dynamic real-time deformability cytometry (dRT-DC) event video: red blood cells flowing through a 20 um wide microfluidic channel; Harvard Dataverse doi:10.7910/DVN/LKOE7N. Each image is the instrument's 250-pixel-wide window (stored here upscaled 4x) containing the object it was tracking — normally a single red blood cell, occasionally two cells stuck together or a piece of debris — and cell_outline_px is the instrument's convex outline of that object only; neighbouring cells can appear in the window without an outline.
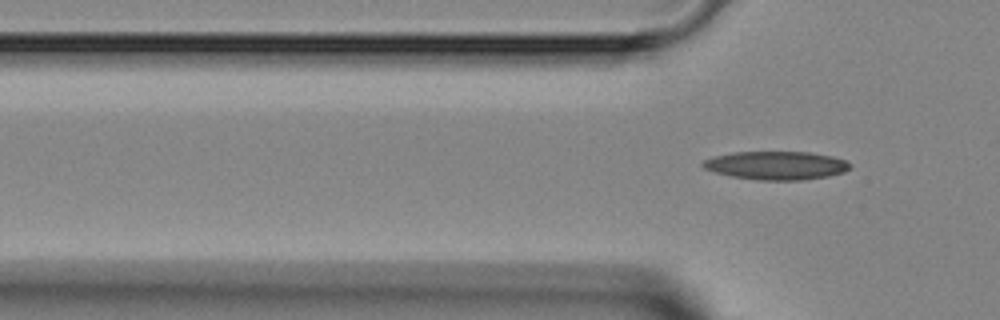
{"species": "Egyptian fruit bat (a non-hibernating species)", "species_latin": "Rousettus aegyptiacus", "temperature_condition": "room temperature", "stored_images_in_passage": 3, "camera_frame_rate_fps": 3000, "um_per_image_px": 0.085, "animal": {"sex": "female"}, "frame": {"image": 1, "passage_image": 3, "time_ms": 3.333, "image_size_px": [1000, 320], "cell_outline_px": [[852, 168], [844, 172], [828, 176], [800, 180], [760, 180], [732, 176], [716, 172], [704, 168], [700, 164], [704, 160], [716, 156], [732, 152], [808, 152], [832, 156], [844, 160], [852, 164]], "centroid_in_image_um": [66.01, 14.06], "position_along_channel_um": 59.8, "area_um2": 24.22}}